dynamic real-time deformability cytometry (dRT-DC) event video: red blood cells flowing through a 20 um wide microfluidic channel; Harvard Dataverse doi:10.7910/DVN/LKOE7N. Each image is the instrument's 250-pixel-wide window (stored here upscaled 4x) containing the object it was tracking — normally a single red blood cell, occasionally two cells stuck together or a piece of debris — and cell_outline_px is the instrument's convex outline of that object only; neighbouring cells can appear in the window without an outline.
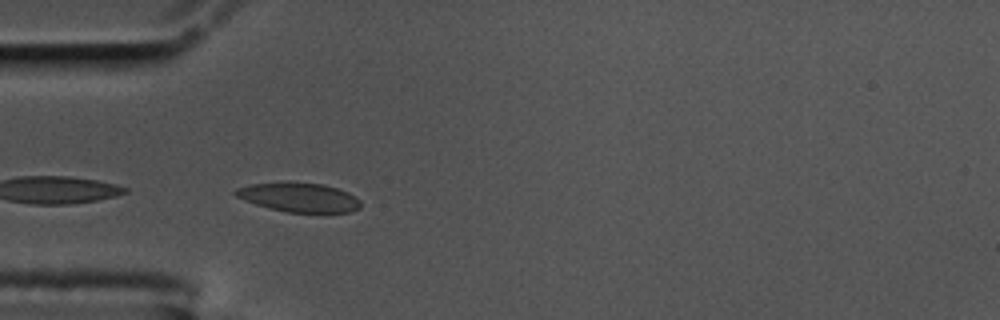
{"species": "common noctule bat (a hibernating species)", "species_latin": "Nyctalus noctula", "temperature_condition": "cold", "stored_images_in_passage": 5, "camera_frame_rate_fps": 3000, "um_per_image_px": 0.085, "animal": {"sex": "male", "body_mass_g": 17.5, "forearm_length_mm": 52.3}, "frame": {"image": 1, "passage_image": 1, "time_ms": 0.0, "image_size_px": [1000, 320], "cell_outline_px": [[360, 208], [352, 212], [288, 212], [268, 208], [244, 200], [236, 196], [232, 192], [236, 188], [252, 184], [288, 180], [324, 184], [348, 192], [356, 196], [360, 200]], "centroid_in_image_um": [25.4, 16.74], "position_along_channel_um": 59.6, "area_um2": 21.73}}